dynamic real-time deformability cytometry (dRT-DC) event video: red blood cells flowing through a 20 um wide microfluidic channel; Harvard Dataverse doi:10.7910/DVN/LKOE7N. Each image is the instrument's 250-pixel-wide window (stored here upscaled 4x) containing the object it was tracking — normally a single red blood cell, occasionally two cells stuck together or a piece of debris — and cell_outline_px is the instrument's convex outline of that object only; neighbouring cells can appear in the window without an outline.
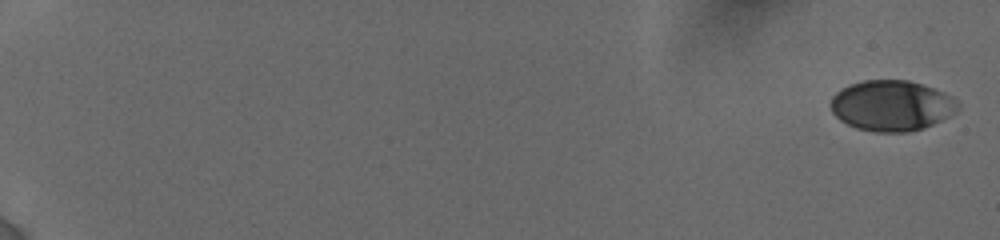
{"species": "human", "species_latin": "Homo sapiens", "temperature_condition": "cold", "stored_images_in_passage": 20, "camera_frame_rate_fps": 3000, "um_per_image_px": 0.085, "donor": {"sex": "female"}, "frame": {"image": 1, "passage_image": 1, "time_ms": 0.0, "image_size_px": [1000, 240], "cell_outline_px": [[960, 108], [956, 112], [924, 128], [908, 132], [876, 132], [856, 128], [840, 120], [832, 112], [832, 96], [840, 88], [848, 84], [864, 80], [908, 80], [924, 84], [944, 92], [952, 96], [956, 100]], "centroid_in_image_um": [75.79, 8.96], "position_along_channel_um": 9.2, "area_um2": 37.63}}
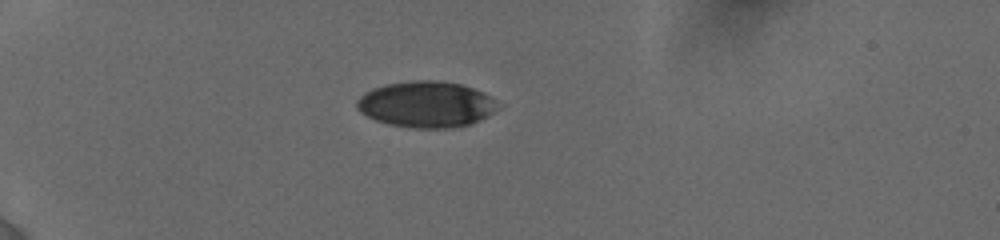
{"frame": {"image": 2, "passage_image": 15, "time_ms": 5.667, "image_size_px": [1000, 240], "cell_outline_px": [[496, 108], [488, 116], [480, 120], [468, 124], [452, 128], [412, 128], [388, 124], [376, 120], [360, 112], [356, 108], [356, 100], [364, 92], [372, 88], [384, 84], [412, 80], [436, 80], [460, 84], [484, 92], [492, 100]], "centroid_in_image_um": [36.15, 8.86], "position_along_channel_um": 48.8, "area_um2": 37.74}}
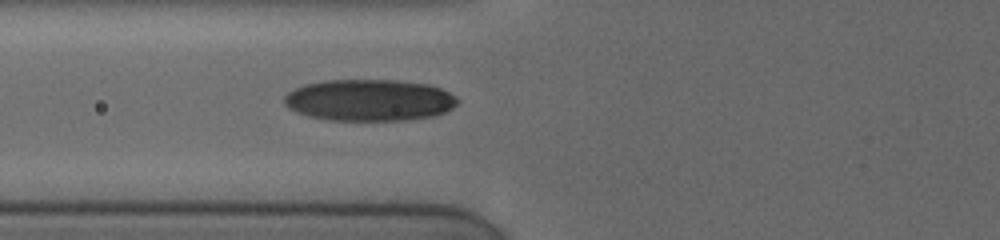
{"frame": {"image": 3, "passage_image": 20, "time_ms": 8.0, "image_size_px": [1000, 240], "cell_outline_px": [[456, 104], [452, 108], [444, 112], [432, 116], [404, 120], [328, 120], [308, 116], [288, 108], [284, 104], [284, 96], [288, 92], [304, 84], [328, 80], [396, 80], [428, 84], [440, 88], [456, 96]], "centroid_in_image_um": [31.36, 8.51], "position_along_channel_um": 94.4, "area_um2": 41.91}}